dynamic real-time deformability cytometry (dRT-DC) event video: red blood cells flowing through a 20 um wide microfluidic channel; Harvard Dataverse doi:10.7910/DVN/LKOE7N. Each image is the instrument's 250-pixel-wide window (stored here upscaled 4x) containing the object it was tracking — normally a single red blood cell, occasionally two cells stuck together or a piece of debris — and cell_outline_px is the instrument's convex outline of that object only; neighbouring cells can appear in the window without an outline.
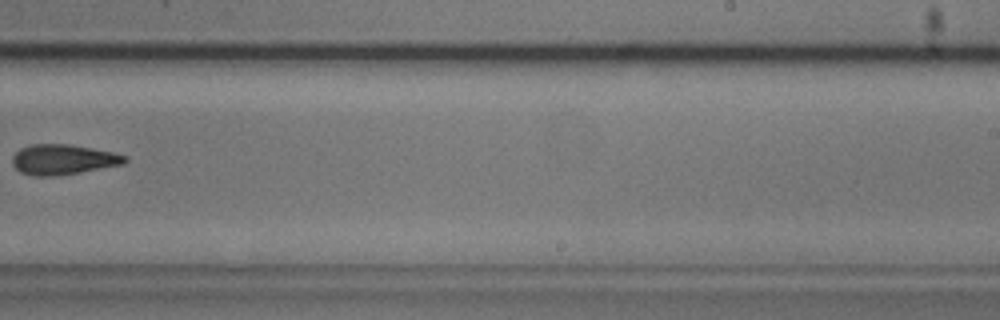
{"species": "common noctule bat (a hibernating species)", "species_latin": "Nyctalus noctula", "temperature_condition": "cold", "stored_images_in_passage": 10, "camera_frame_rate_fps": 3000, "um_per_image_px": 0.085, "animal": {"sex": "male", "body_mass_g": 20.5, "forearm_length_mm": 52.5}, "frame": {"image": 1, "passage_image": 9, "time_ms": 9.333, "image_size_px": [1000, 320], "cell_outline_px": [[128, 160], [124, 164], [52, 176], [32, 176], [20, 172], [12, 164], [12, 156], [20, 148], [28, 144], [68, 144], [112, 152], [128, 156]], "centroid_in_image_um": [5.32, 13.55], "position_along_channel_um": 283.7, "area_um2": 19.65}}